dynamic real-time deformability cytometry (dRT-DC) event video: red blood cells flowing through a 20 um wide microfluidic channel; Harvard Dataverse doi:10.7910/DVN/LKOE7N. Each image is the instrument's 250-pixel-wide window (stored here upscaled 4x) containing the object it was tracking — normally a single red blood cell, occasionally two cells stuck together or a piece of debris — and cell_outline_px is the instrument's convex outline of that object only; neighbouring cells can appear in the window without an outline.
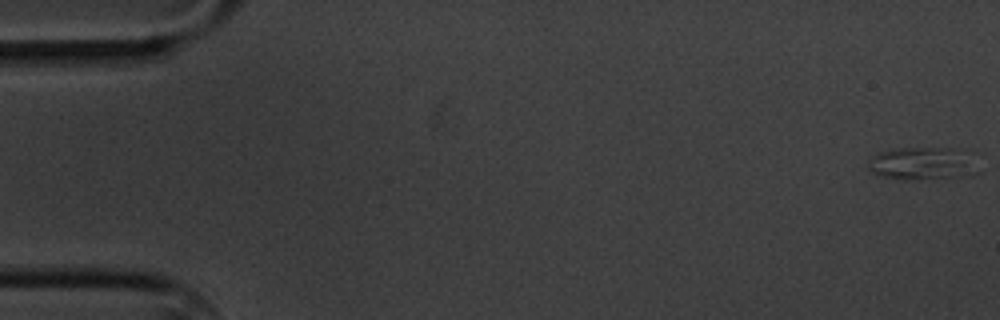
{"species": "common noctule bat (a hibernating species)", "species_latin": "Nyctalus noctula", "temperature_condition": "cold", "stored_images_in_passage": 3, "camera_frame_rate_fps": 3000, "um_per_image_px": 0.085, "animal": {"sex": "male", "body_mass_g": 20.1, "forearm_length_mm": 53.5}, "frame": {"image": 1, "passage_image": 1, "time_ms": 0.0, "image_size_px": [1000, 320], "cell_outline_px": [[980, 172], [972, 176], [916, 180], [900, 180], [880, 176], [872, 172], [868, 168], [868, 160], [872, 156], [880, 152], [900, 148], [952, 148]], "centroid_in_image_um": [78.25, 13.95], "position_along_channel_um": 6.7, "area_um2": 20.46}}